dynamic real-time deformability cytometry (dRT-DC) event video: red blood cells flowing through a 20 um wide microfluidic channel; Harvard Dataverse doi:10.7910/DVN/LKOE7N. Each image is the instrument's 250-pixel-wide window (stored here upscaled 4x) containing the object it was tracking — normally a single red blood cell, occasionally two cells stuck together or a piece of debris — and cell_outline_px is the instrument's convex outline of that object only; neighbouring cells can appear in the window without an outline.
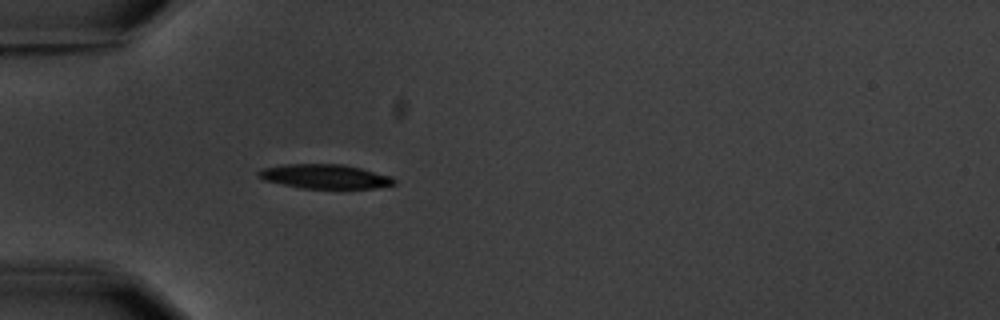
{"species": "common noctule bat (a hibernating species)", "species_latin": "Nyctalus noctula", "temperature_condition": "warm", "stored_images_in_passage": 4, "camera_frame_rate_fps": 3000, "um_per_image_px": 0.085, "animal": {"sex": "male", "body_mass_g": 20.1, "forearm_length_mm": 53.5}, "frame": {"image": 1, "passage_image": 4, "time_ms": 3.667, "image_size_px": [1000, 320], "cell_outline_px": [[396, 184], [376, 188], [300, 188], [264, 180], [256, 176], [256, 172], [264, 168], [284, 164], [344, 164], [360, 168], [388, 176], [396, 180]], "centroid_in_image_um": [27.57, 15.0], "position_along_channel_um": 57.4, "area_um2": 19.07}}